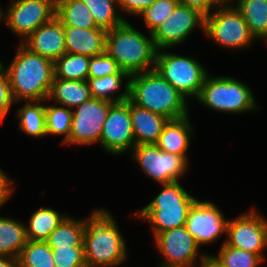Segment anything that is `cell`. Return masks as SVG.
I'll return each instance as SVG.
<instances>
[{"mask_svg":"<svg viewBox=\"0 0 267 267\" xmlns=\"http://www.w3.org/2000/svg\"><path fill=\"white\" fill-rule=\"evenodd\" d=\"M15 104L19 101H46L54 78V62L18 45L12 62L5 67Z\"/></svg>","mask_w":267,"mask_h":267,"instance_id":"cell-1","label":"cell"},{"mask_svg":"<svg viewBox=\"0 0 267 267\" xmlns=\"http://www.w3.org/2000/svg\"><path fill=\"white\" fill-rule=\"evenodd\" d=\"M87 267H117L127 260V245L115 218L105 209H95L84 232Z\"/></svg>","mask_w":267,"mask_h":267,"instance_id":"cell-2","label":"cell"},{"mask_svg":"<svg viewBox=\"0 0 267 267\" xmlns=\"http://www.w3.org/2000/svg\"><path fill=\"white\" fill-rule=\"evenodd\" d=\"M129 99L136 105L172 120L189 115V103L155 69L130 75Z\"/></svg>","mask_w":267,"mask_h":267,"instance_id":"cell-3","label":"cell"},{"mask_svg":"<svg viewBox=\"0 0 267 267\" xmlns=\"http://www.w3.org/2000/svg\"><path fill=\"white\" fill-rule=\"evenodd\" d=\"M147 36L126 20L121 25L107 30L105 52L116 61L120 70L129 76L154 70L158 50L152 34L148 32Z\"/></svg>","mask_w":267,"mask_h":267,"instance_id":"cell-4","label":"cell"},{"mask_svg":"<svg viewBox=\"0 0 267 267\" xmlns=\"http://www.w3.org/2000/svg\"><path fill=\"white\" fill-rule=\"evenodd\" d=\"M161 192L141 210L133 214L152 224L153 236L186 225L191 207L198 200L190 195L179 181L162 184Z\"/></svg>","mask_w":267,"mask_h":267,"instance_id":"cell-5","label":"cell"},{"mask_svg":"<svg viewBox=\"0 0 267 267\" xmlns=\"http://www.w3.org/2000/svg\"><path fill=\"white\" fill-rule=\"evenodd\" d=\"M199 104L212 111L241 114L258 109L250 86L229 76H211L204 79Z\"/></svg>","mask_w":267,"mask_h":267,"instance_id":"cell-6","label":"cell"},{"mask_svg":"<svg viewBox=\"0 0 267 267\" xmlns=\"http://www.w3.org/2000/svg\"><path fill=\"white\" fill-rule=\"evenodd\" d=\"M171 83L187 100L197 98L207 74V69L194 57L157 51L154 68Z\"/></svg>","mask_w":267,"mask_h":267,"instance_id":"cell-7","label":"cell"},{"mask_svg":"<svg viewBox=\"0 0 267 267\" xmlns=\"http://www.w3.org/2000/svg\"><path fill=\"white\" fill-rule=\"evenodd\" d=\"M204 34L217 45L234 50L249 47L255 40L234 4H220L205 16Z\"/></svg>","mask_w":267,"mask_h":267,"instance_id":"cell-8","label":"cell"},{"mask_svg":"<svg viewBox=\"0 0 267 267\" xmlns=\"http://www.w3.org/2000/svg\"><path fill=\"white\" fill-rule=\"evenodd\" d=\"M144 175L159 185L179 181L188 170V161L180 155L162 151L156 144L135 145L130 151Z\"/></svg>","mask_w":267,"mask_h":267,"instance_id":"cell-9","label":"cell"},{"mask_svg":"<svg viewBox=\"0 0 267 267\" xmlns=\"http://www.w3.org/2000/svg\"><path fill=\"white\" fill-rule=\"evenodd\" d=\"M224 243L227 246L259 255L265 260L264 249L267 248V219L250 209L235 219H229L226 225Z\"/></svg>","mask_w":267,"mask_h":267,"instance_id":"cell-10","label":"cell"},{"mask_svg":"<svg viewBox=\"0 0 267 267\" xmlns=\"http://www.w3.org/2000/svg\"><path fill=\"white\" fill-rule=\"evenodd\" d=\"M11 2L3 12V21L10 31L21 38V43L38 27L56 16V0H12Z\"/></svg>","mask_w":267,"mask_h":267,"instance_id":"cell-11","label":"cell"},{"mask_svg":"<svg viewBox=\"0 0 267 267\" xmlns=\"http://www.w3.org/2000/svg\"><path fill=\"white\" fill-rule=\"evenodd\" d=\"M113 102L91 98L72 109L69 145L99 144L103 124Z\"/></svg>","mask_w":267,"mask_h":267,"instance_id":"cell-12","label":"cell"},{"mask_svg":"<svg viewBox=\"0 0 267 267\" xmlns=\"http://www.w3.org/2000/svg\"><path fill=\"white\" fill-rule=\"evenodd\" d=\"M154 242L163 258L159 265L162 267H195L205 255L199 252L200 247L186 226L161 232L154 236Z\"/></svg>","mask_w":267,"mask_h":267,"instance_id":"cell-13","label":"cell"},{"mask_svg":"<svg viewBox=\"0 0 267 267\" xmlns=\"http://www.w3.org/2000/svg\"><path fill=\"white\" fill-rule=\"evenodd\" d=\"M205 16L198 10L179 3L172 14L152 33L157 50L174 48L183 43L193 30L204 33Z\"/></svg>","mask_w":267,"mask_h":267,"instance_id":"cell-14","label":"cell"},{"mask_svg":"<svg viewBox=\"0 0 267 267\" xmlns=\"http://www.w3.org/2000/svg\"><path fill=\"white\" fill-rule=\"evenodd\" d=\"M99 145L112 155L132 151L136 142L131 124L130 99L110 106Z\"/></svg>","mask_w":267,"mask_h":267,"instance_id":"cell-15","label":"cell"},{"mask_svg":"<svg viewBox=\"0 0 267 267\" xmlns=\"http://www.w3.org/2000/svg\"><path fill=\"white\" fill-rule=\"evenodd\" d=\"M227 222L213 202L198 199L188 213L185 226L200 247L220 239L226 233Z\"/></svg>","mask_w":267,"mask_h":267,"instance_id":"cell-16","label":"cell"},{"mask_svg":"<svg viewBox=\"0 0 267 267\" xmlns=\"http://www.w3.org/2000/svg\"><path fill=\"white\" fill-rule=\"evenodd\" d=\"M22 44L31 52L53 62L67 52L64 26L56 16L38 27Z\"/></svg>","mask_w":267,"mask_h":267,"instance_id":"cell-17","label":"cell"},{"mask_svg":"<svg viewBox=\"0 0 267 267\" xmlns=\"http://www.w3.org/2000/svg\"><path fill=\"white\" fill-rule=\"evenodd\" d=\"M64 30L67 53L89 57L105 53L107 30L103 28L82 29L76 27H64Z\"/></svg>","mask_w":267,"mask_h":267,"instance_id":"cell-18","label":"cell"},{"mask_svg":"<svg viewBox=\"0 0 267 267\" xmlns=\"http://www.w3.org/2000/svg\"><path fill=\"white\" fill-rule=\"evenodd\" d=\"M130 116L136 145L156 144L169 119L134 104L130 100Z\"/></svg>","mask_w":267,"mask_h":267,"instance_id":"cell-19","label":"cell"},{"mask_svg":"<svg viewBox=\"0 0 267 267\" xmlns=\"http://www.w3.org/2000/svg\"><path fill=\"white\" fill-rule=\"evenodd\" d=\"M194 130L189 115L168 120L161 132L156 145L164 152L183 156L188 161L187 150L190 146Z\"/></svg>","mask_w":267,"mask_h":267,"instance_id":"cell-20","label":"cell"},{"mask_svg":"<svg viewBox=\"0 0 267 267\" xmlns=\"http://www.w3.org/2000/svg\"><path fill=\"white\" fill-rule=\"evenodd\" d=\"M91 98L87 80H63L54 77L47 100H53L59 106L75 108Z\"/></svg>","mask_w":267,"mask_h":267,"instance_id":"cell-21","label":"cell"},{"mask_svg":"<svg viewBox=\"0 0 267 267\" xmlns=\"http://www.w3.org/2000/svg\"><path fill=\"white\" fill-rule=\"evenodd\" d=\"M129 77L130 76L125 71L119 70L113 75L88 78L87 82L93 98L119 103L129 99ZM123 80H127L126 83H124V91L115 96L114 94L120 91Z\"/></svg>","mask_w":267,"mask_h":267,"instance_id":"cell-22","label":"cell"},{"mask_svg":"<svg viewBox=\"0 0 267 267\" xmlns=\"http://www.w3.org/2000/svg\"><path fill=\"white\" fill-rule=\"evenodd\" d=\"M27 241L26 224L11 217H0V256L18 258Z\"/></svg>","mask_w":267,"mask_h":267,"instance_id":"cell-23","label":"cell"},{"mask_svg":"<svg viewBox=\"0 0 267 267\" xmlns=\"http://www.w3.org/2000/svg\"><path fill=\"white\" fill-rule=\"evenodd\" d=\"M56 17L64 27L100 28L82 0H56Z\"/></svg>","mask_w":267,"mask_h":267,"instance_id":"cell-24","label":"cell"},{"mask_svg":"<svg viewBox=\"0 0 267 267\" xmlns=\"http://www.w3.org/2000/svg\"><path fill=\"white\" fill-rule=\"evenodd\" d=\"M87 218L66 217L49 235L46 242L51 249L84 246V232Z\"/></svg>","mask_w":267,"mask_h":267,"instance_id":"cell-25","label":"cell"},{"mask_svg":"<svg viewBox=\"0 0 267 267\" xmlns=\"http://www.w3.org/2000/svg\"><path fill=\"white\" fill-rule=\"evenodd\" d=\"M232 4L243 16L255 39L267 37V0H234Z\"/></svg>","mask_w":267,"mask_h":267,"instance_id":"cell-26","label":"cell"},{"mask_svg":"<svg viewBox=\"0 0 267 267\" xmlns=\"http://www.w3.org/2000/svg\"><path fill=\"white\" fill-rule=\"evenodd\" d=\"M67 215L60 214L52 207L39 208L33 212L26 235L29 241H46L51 232L57 228Z\"/></svg>","mask_w":267,"mask_h":267,"instance_id":"cell-27","label":"cell"},{"mask_svg":"<svg viewBox=\"0 0 267 267\" xmlns=\"http://www.w3.org/2000/svg\"><path fill=\"white\" fill-rule=\"evenodd\" d=\"M47 101H25L24 105L18 109L16 118L19 121L20 132L35 138L47 136L45 106L43 105Z\"/></svg>","mask_w":267,"mask_h":267,"instance_id":"cell-28","label":"cell"},{"mask_svg":"<svg viewBox=\"0 0 267 267\" xmlns=\"http://www.w3.org/2000/svg\"><path fill=\"white\" fill-rule=\"evenodd\" d=\"M89 62V56L66 52L54 62V77L63 80H87Z\"/></svg>","mask_w":267,"mask_h":267,"instance_id":"cell-29","label":"cell"},{"mask_svg":"<svg viewBox=\"0 0 267 267\" xmlns=\"http://www.w3.org/2000/svg\"><path fill=\"white\" fill-rule=\"evenodd\" d=\"M89 8L96 25L105 30L121 25L126 19L116 11L118 0H82Z\"/></svg>","mask_w":267,"mask_h":267,"instance_id":"cell-30","label":"cell"},{"mask_svg":"<svg viewBox=\"0 0 267 267\" xmlns=\"http://www.w3.org/2000/svg\"><path fill=\"white\" fill-rule=\"evenodd\" d=\"M19 267H56L46 241H27L18 256Z\"/></svg>","mask_w":267,"mask_h":267,"instance_id":"cell-31","label":"cell"},{"mask_svg":"<svg viewBox=\"0 0 267 267\" xmlns=\"http://www.w3.org/2000/svg\"><path fill=\"white\" fill-rule=\"evenodd\" d=\"M72 122V110L63 106H45V123L47 135H64L62 145H69Z\"/></svg>","mask_w":267,"mask_h":267,"instance_id":"cell-32","label":"cell"},{"mask_svg":"<svg viewBox=\"0 0 267 267\" xmlns=\"http://www.w3.org/2000/svg\"><path fill=\"white\" fill-rule=\"evenodd\" d=\"M217 259L224 267H259L264 260L257 254L222 243Z\"/></svg>","mask_w":267,"mask_h":267,"instance_id":"cell-33","label":"cell"},{"mask_svg":"<svg viewBox=\"0 0 267 267\" xmlns=\"http://www.w3.org/2000/svg\"><path fill=\"white\" fill-rule=\"evenodd\" d=\"M179 3V0H156L146 8L139 16L143 17L148 32L152 34L172 14Z\"/></svg>","mask_w":267,"mask_h":267,"instance_id":"cell-34","label":"cell"},{"mask_svg":"<svg viewBox=\"0 0 267 267\" xmlns=\"http://www.w3.org/2000/svg\"><path fill=\"white\" fill-rule=\"evenodd\" d=\"M52 251L56 267H87L84 246L56 248Z\"/></svg>","mask_w":267,"mask_h":267,"instance_id":"cell-35","label":"cell"},{"mask_svg":"<svg viewBox=\"0 0 267 267\" xmlns=\"http://www.w3.org/2000/svg\"><path fill=\"white\" fill-rule=\"evenodd\" d=\"M119 70L120 68L116 61L105 52L101 55L90 57L88 78L113 75Z\"/></svg>","mask_w":267,"mask_h":267,"instance_id":"cell-36","label":"cell"},{"mask_svg":"<svg viewBox=\"0 0 267 267\" xmlns=\"http://www.w3.org/2000/svg\"><path fill=\"white\" fill-rule=\"evenodd\" d=\"M15 103L9 84L6 70L0 64V122L8 115L11 106Z\"/></svg>","mask_w":267,"mask_h":267,"instance_id":"cell-37","label":"cell"},{"mask_svg":"<svg viewBox=\"0 0 267 267\" xmlns=\"http://www.w3.org/2000/svg\"><path fill=\"white\" fill-rule=\"evenodd\" d=\"M156 0H118V8L125 14L139 16L146 8Z\"/></svg>","mask_w":267,"mask_h":267,"instance_id":"cell-38","label":"cell"},{"mask_svg":"<svg viewBox=\"0 0 267 267\" xmlns=\"http://www.w3.org/2000/svg\"><path fill=\"white\" fill-rule=\"evenodd\" d=\"M181 4L198 10L204 16L211 14V8L215 9L220 5L217 0H179Z\"/></svg>","mask_w":267,"mask_h":267,"instance_id":"cell-39","label":"cell"},{"mask_svg":"<svg viewBox=\"0 0 267 267\" xmlns=\"http://www.w3.org/2000/svg\"><path fill=\"white\" fill-rule=\"evenodd\" d=\"M14 181L9 179V176L0 168V203L2 205L11 198L14 187Z\"/></svg>","mask_w":267,"mask_h":267,"instance_id":"cell-40","label":"cell"},{"mask_svg":"<svg viewBox=\"0 0 267 267\" xmlns=\"http://www.w3.org/2000/svg\"><path fill=\"white\" fill-rule=\"evenodd\" d=\"M199 261L195 267H224L215 255L205 254Z\"/></svg>","mask_w":267,"mask_h":267,"instance_id":"cell-41","label":"cell"},{"mask_svg":"<svg viewBox=\"0 0 267 267\" xmlns=\"http://www.w3.org/2000/svg\"><path fill=\"white\" fill-rule=\"evenodd\" d=\"M0 267H19L18 258L0 256Z\"/></svg>","mask_w":267,"mask_h":267,"instance_id":"cell-42","label":"cell"},{"mask_svg":"<svg viewBox=\"0 0 267 267\" xmlns=\"http://www.w3.org/2000/svg\"><path fill=\"white\" fill-rule=\"evenodd\" d=\"M220 4H232L234 0H217Z\"/></svg>","mask_w":267,"mask_h":267,"instance_id":"cell-43","label":"cell"},{"mask_svg":"<svg viewBox=\"0 0 267 267\" xmlns=\"http://www.w3.org/2000/svg\"><path fill=\"white\" fill-rule=\"evenodd\" d=\"M3 20V9L0 8V23L2 22Z\"/></svg>","mask_w":267,"mask_h":267,"instance_id":"cell-44","label":"cell"}]
</instances>
